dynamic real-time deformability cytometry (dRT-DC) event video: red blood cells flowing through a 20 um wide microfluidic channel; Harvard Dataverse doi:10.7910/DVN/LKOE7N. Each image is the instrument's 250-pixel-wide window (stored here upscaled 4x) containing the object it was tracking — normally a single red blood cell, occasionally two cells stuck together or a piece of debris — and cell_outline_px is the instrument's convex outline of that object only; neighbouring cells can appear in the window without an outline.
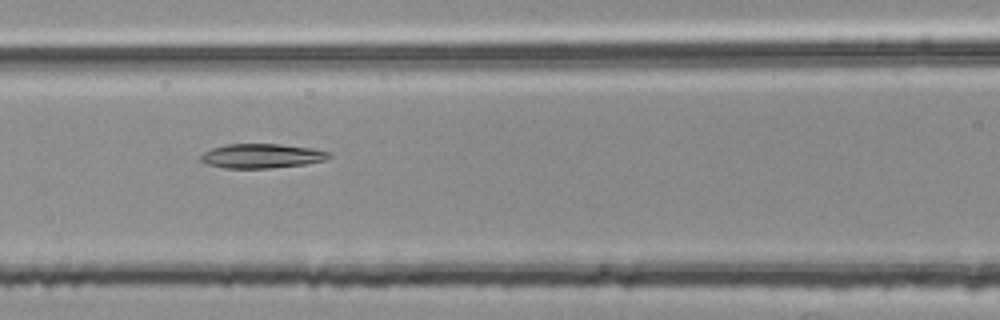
{"species": "common noctule bat (a hibernating species)", "species_latin": "Nyctalus noctula", "temperature_condition": "room temperature", "stored_images_in_passage": 34, "camera_frame_rate_fps": 3000, "um_per_image_px": 0.085, "animal": {"sex": "female", "body_mass_g": 25.1}, "frame": {"image": 1, "passage_image": 7, "time_ms": 2.0, "image_size_px": [1000, 320], "cell_outline_px": [[332, 156], [324, 160], [304, 164], [268, 168], [224, 168], [208, 164], [200, 160], [200, 156], [204, 152], [212, 148], [224, 144], [280, 144], [312, 148], [332, 152]], "centroid_in_image_um": [22.25, 13.24], "position_along_channel_um": 144.3, "area_um2": 18.21}}
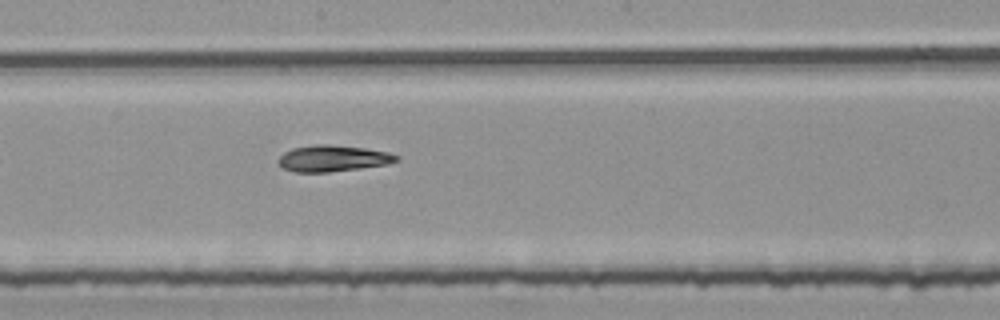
{"frame": {"image": 2, "passage_image": 13, "time_ms": 4.0, "image_size_px": [1000, 320], "cell_outline_px": [[400, 160], [388, 164], [360, 168], [328, 172], [292, 172], [284, 168], [276, 160], [284, 152], [292, 148], [316, 144], [328, 144], [364, 148], [388, 152], [400, 156]], "centroid_in_image_um": [28.3, 13.46], "position_along_channel_um": 219.9, "area_um2": 18.15}}
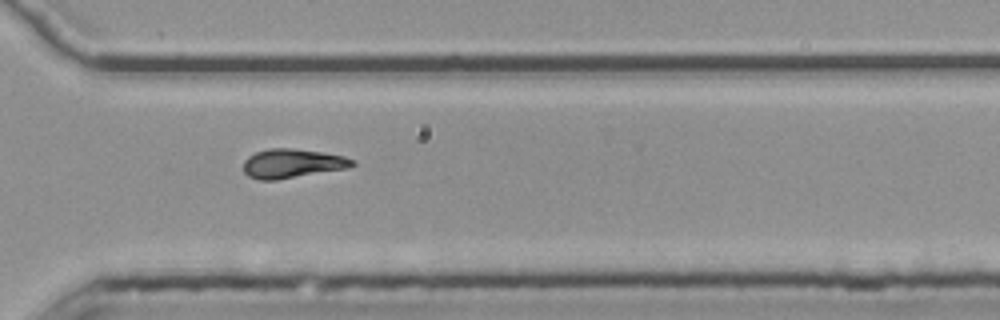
{"frame": {"image": 3, "passage_image": 23, "time_ms": 7.333, "image_size_px": [1000, 320], "cell_outline_px": [[356, 164], [348, 168], [276, 180], [256, 180], [248, 176], [244, 172], [244, 160], [248, 156], [256, 152], [268, 148], [292, 148], [324, 152], [344, 156], [356, 160]], "centroid_in_image_um": [24.85, 13.89], "position_along_channel_um": 345.8, "area_um2": 18.67}, "authors_computed_cell_mechanics": {"area_um2": 18.1492, "velocity_mm_per_s": 3.7856, "shape_relaxation_time_tau1_ms": null, "shape_relaxation_time_tau2_ms": 8.4922, "deformation_change_tau1": null, "deformation_change_tau2": 0.2091}}